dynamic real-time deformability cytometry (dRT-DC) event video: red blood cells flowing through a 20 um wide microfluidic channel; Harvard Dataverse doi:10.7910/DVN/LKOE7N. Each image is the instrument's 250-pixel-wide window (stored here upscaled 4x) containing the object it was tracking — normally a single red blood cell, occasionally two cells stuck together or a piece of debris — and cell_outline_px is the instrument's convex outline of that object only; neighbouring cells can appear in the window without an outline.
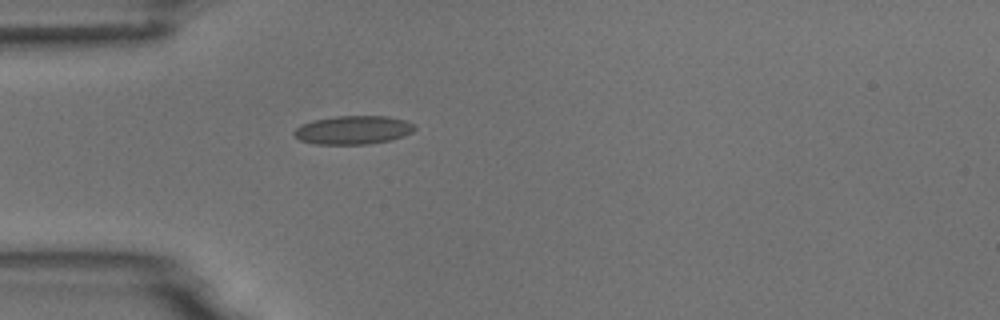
{"species": "common noctule bat (a hibernating species)", "species_latin": "Nyctalus noctula", "temperature_condition": "room temperature", "stored_images_in_passage": 1, "camera_frame_rate_fps": 3000, "um_per_image_px": 0.085, "animal": {"sex": "male", "body_mass_g": 18.8}, "frame": {"image": 1, "passage_image": 1, "time_ms": 0.0, "image_size_px": [1000, 320], "cell_outline_px": [[416, 128], [412, 132], [404, 136], [392, 140], [368, 144], [316, 144], [300, 140], [292, 132], [300, 124], [312, 120], [336, 116], [388, 116], [404, 120], [412, 124]], "centroid_in_image_um": [30.01, 11.05], "position_along_channel_um": 55.0, "area_um2": 20.11}}